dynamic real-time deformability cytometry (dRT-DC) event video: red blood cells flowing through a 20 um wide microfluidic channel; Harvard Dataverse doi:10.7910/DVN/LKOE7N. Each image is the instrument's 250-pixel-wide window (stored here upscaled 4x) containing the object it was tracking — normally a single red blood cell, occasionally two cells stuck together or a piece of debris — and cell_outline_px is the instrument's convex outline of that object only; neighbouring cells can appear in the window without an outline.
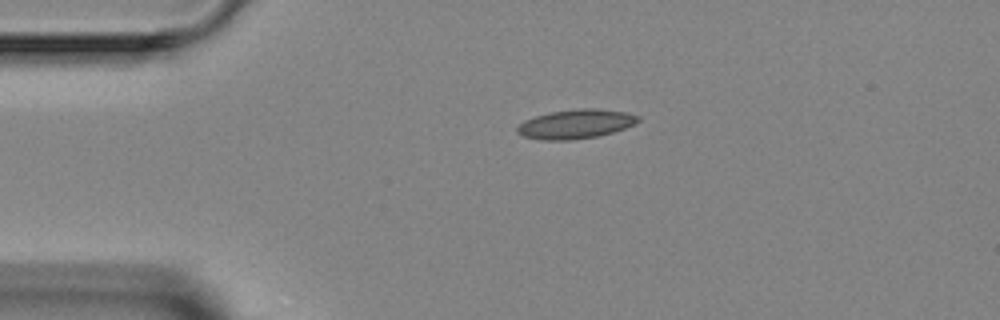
{"species": "Egyptian fruit bat (a non-hibernating species)", "species_latin": "Rousettus aegyptiacus", "temperature_condition": "room temperature", "stored_images_in_passage": 3, "camera_frame_rate_fps": 3000, "um_per_image_px": 0.085, "animal": {"sex": "female"}, "frame": {"image": 1, "passage_image": 3, "time_ms": 2.333, "image_size_px": [1000, 320], "cell_outline_px": [[640, 120], [636, 124], [600, 136], [568, 140], [540, 140], [524, 136], [516, 132], [516, 128], [524, 120], [536, 116], [552, 112], [580, 108], [596, 108], [624, 112], [640, 116]], "centroid_in_image_um": [48.95, 10.54], "position_along_channel_um": 36.1, "area_um2": 20.52}}